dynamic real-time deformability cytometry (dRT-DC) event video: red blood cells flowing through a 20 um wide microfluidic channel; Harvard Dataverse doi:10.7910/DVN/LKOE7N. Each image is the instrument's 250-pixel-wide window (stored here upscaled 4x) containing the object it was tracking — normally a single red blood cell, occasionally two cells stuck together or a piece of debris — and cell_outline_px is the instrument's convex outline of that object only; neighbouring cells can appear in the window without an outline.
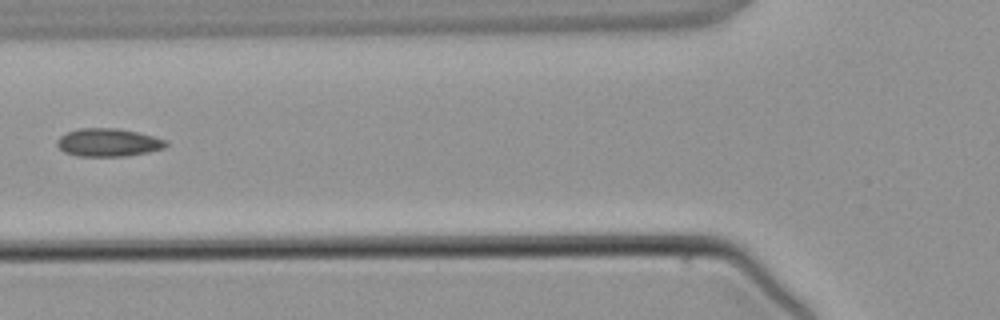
{"species": "common noctule bat (a hibernating species)", "species_latin": "Nyctalus noctula", "temperature_condition": "warm", "stored_images_in_passage": 5, "segment_of_instrument_passage": [2, 2], "camera_frame_rate_fps": 3000, "um_per_image_px": 0.085, "animal": {"sex": "male", "body_mass_g": 21.5, "forearm_length_mm": 52.0}, "frame": {"image": 1, "passage_image": 5, "time_ms": 4.667, "image_size_px": [1000, 320], "cell_outline_px": [[168, 144], [164, 148], [148, 152], [124, 156], [76, 156], [64, 152], [56, 144], [56, 140], [60, 136], [68, 132], [80, 128], [116, 128], [136, 132], [152, 136], [164, 140]], "centroid_in_image_um": [9.16, 12.11], "position_along_channel_um": 116.6, "area_um2": 17.63}}